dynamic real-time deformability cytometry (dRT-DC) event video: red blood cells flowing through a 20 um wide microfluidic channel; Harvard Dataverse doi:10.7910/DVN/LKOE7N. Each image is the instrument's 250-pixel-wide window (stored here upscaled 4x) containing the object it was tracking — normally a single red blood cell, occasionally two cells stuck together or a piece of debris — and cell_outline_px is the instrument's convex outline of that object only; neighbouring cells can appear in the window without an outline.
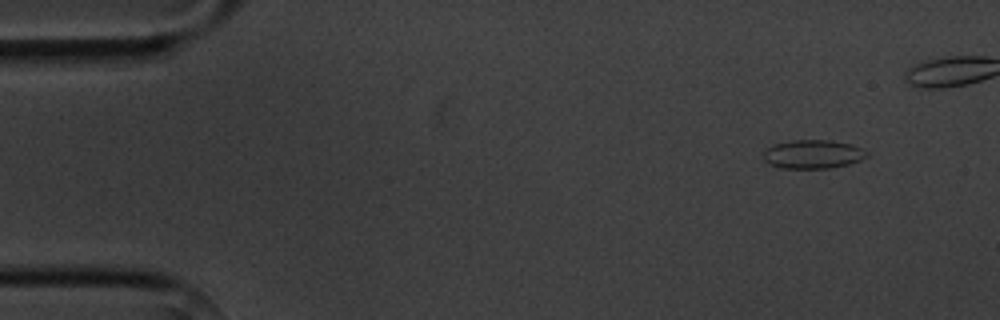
{"species": "common noctule bat (a hibernating species)", "species_latin": "Nyctalus noctula", "temperature_condition": "cold", "stored_images_in_passage": 5, "camera_frame_rate_fps": 3000, "um_per_image_px": 0.085, "animal": {"sex": "male", "body_mass_g": 20.1, "forearm_length_mm": 53.5}, "frame": {"image": 1, "passage_image": 1, "time_ms": 0.0, "image_size_px": [1000, 320], "cell_outline_px": [[868, 156], [860, 160], [848, 164], [832, 168], [784, 168], [768, 164], [764, 160], [764, 152], [768, 148], [776, 144], [792, 140], [832, 140], [848, 144], [860, 148], [868, 152]], "centroid_in_image_um": [69.1, 13.11], "position_along_channel_um": 15.9, "area_um2": 17.11}}